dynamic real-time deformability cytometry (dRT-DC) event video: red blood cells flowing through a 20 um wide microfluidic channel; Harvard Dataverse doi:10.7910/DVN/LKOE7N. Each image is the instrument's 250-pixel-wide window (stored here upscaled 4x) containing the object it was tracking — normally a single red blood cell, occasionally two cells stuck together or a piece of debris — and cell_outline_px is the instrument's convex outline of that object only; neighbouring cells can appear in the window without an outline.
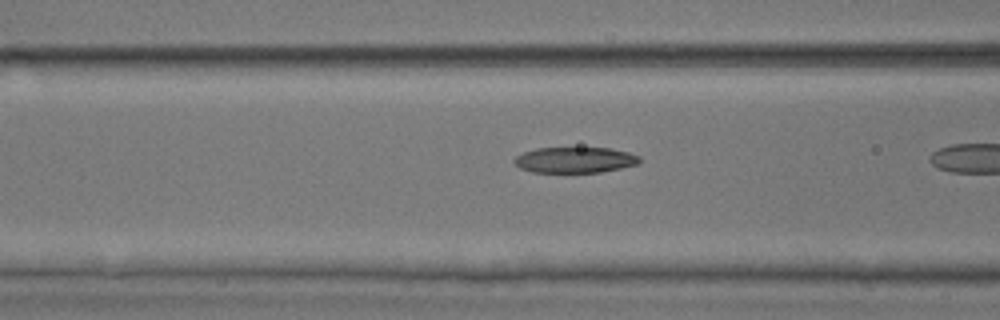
{"species": "common noctule bat (a hibernating species)", "species_latin": "Nyctalus noctula", "temperature_condition": "room temperature", "stored_images_in_passage": 17, "camera_frame_rate_fps": 3000, "um_per_image_px": 0.085, "animal": {"sex": "male", "body_mass_g": 17.9, "forearm_length_mm": 54.2}, "frame": {"image": 1, "passage_image": 15, "time_ms": 4.667, "image_size_px": [1000, 320], "cell_outline_px": [[640, 164], [600, 172], [532, 172], [520, 168], [512, 160], [516, 156], [524, 152], [536, 148], [612, 148], [628, 152], [640, 156]], "centroid_in_image_um": [48.88, 13.59], "position_along_channel_um": 117.7, "area_um2": 18.84}}